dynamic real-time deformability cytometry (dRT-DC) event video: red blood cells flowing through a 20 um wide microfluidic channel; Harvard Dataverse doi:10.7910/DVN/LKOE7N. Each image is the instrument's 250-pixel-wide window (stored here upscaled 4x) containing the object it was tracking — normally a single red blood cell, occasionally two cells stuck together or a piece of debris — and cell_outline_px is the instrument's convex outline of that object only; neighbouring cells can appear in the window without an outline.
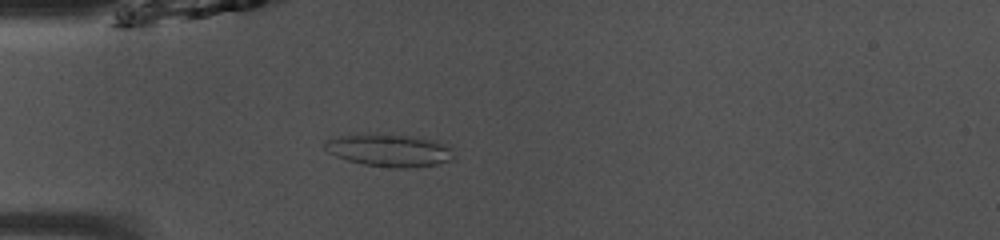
{"species": "common noctule bat (a hibernating species)", "species_latin": "Nyctalus noctula", "temperature_condition": "room temperature", "stored_images_in_passage": 48, "camera_frame_rate_fps": 3000, "um_per_image_px": 0.085, "animal": {"sex": "male", "body_mass_g": 13.0, "forearm_length_mm": 53.1}, "frame": {"image": 1, "passage_image": 13, "time_ms": 4.0, "image_size_px": [1000, 240], "cell_outline_px": [[456, 160], [436, 164], [404, 168], [392, 168], [364, 164], [348, 160], [336, 156], [328, 152], [324, 148], [324, 140], [336, 136], [368, 132], [412, 136], [436, 140], [452, 144], [456, 156]], "centroid_in_image_um": [33.15, 12.75], "position_along_channel_um": 51.8, "area_um2": 25.37}}
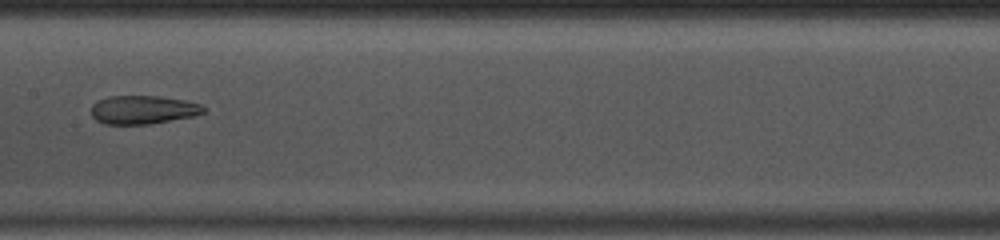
{"frame": {"image": 2, "passage_image": 24, "time_ms": 7.667, "image_size_px": [1000, 240], "cell_outline_px": [[208, 108], [204, 112], [192, 116], [148, 124], [104, 124], [96, 120], [92, 116], [92, 104], [108, 96], [156, 96], [184, 100], [204, 104]], "centroid_in_image_um": [12.18, 9.32], "position_along_channel_um": 195.2, "area_um2": 18.61}}
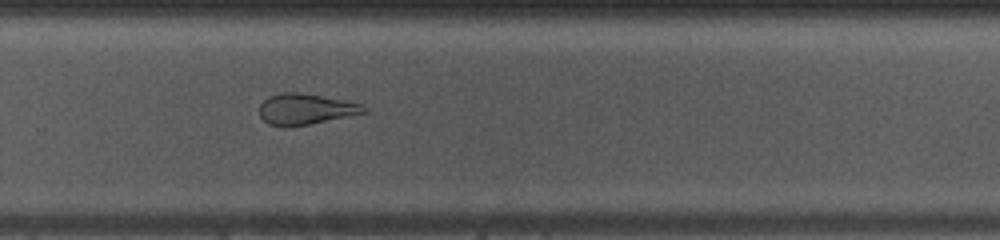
{"frame": {"image": 3, "passage_image": 32, "time_ms": 10.333, "image_size_px": [1000, 240], "cell_outline_px": [[368, 112], [288, 128], [284, 128], [268, 124], [260, 116], [260, 104], [268, 96], [284, 92], [300, 92], [344, 100], [364, 104], [368, 108]], "centroid_in_image_um": [25.97, 9.28], "position_along_channel_um": 303.8, "area_um2": 18.96}, "authors_computed_cell_mechanics": {"area_um2": 24.4205, "velocity_mm_per_s": 4.0805, "shape_relaxation_time_tau1_ms": null, "shape_relaxation_time_tau2_ms": 2.0192, "deformation_change_tau1": null, "deformation_change_tau2": 0.1012}}